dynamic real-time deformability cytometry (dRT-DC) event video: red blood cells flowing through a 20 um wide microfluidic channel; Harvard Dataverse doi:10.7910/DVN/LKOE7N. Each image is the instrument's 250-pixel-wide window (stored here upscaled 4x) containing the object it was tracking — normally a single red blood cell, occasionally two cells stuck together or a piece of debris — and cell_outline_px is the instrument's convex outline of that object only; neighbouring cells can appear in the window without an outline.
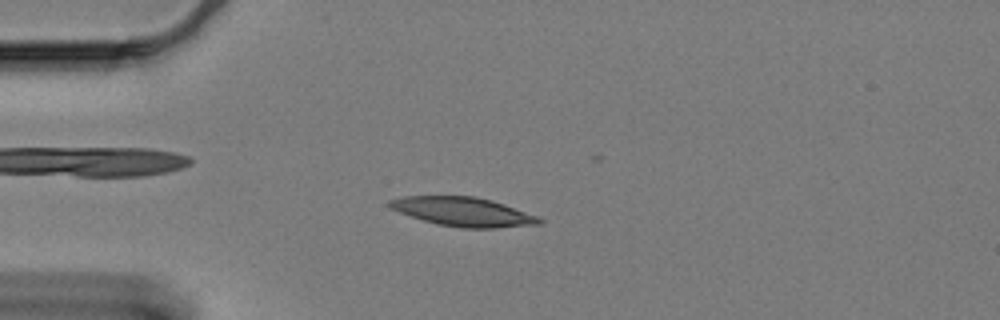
{"species": "Egyptian fruit bat (a non-hibernating species)", "species_latin": "Rousettus aegyptiacus", "temperature_condition": "cold", "stored_images_in_passage": 51, "camera_frame_rate_fps": 3000, "um_per_image_px": 0.085, "animal": {"sex": "female"}, "frame": {"image": 1, "passage_image": 15, "time_ms": 4.667, "image_size_px": [1000, 320], "cell_outline_px": [[544, 220], [540, 224], [496, 228], [460, 228], [436, 224], [400, 212], [392, 208], [388, 204], [388, 200], [404, 196], [476, 196], [504, 204], [536, 216]], "centroid_in_image_um": [39.37, 18.0], "position_along_channel_um": 45.6, "area_um2": 25.09}}
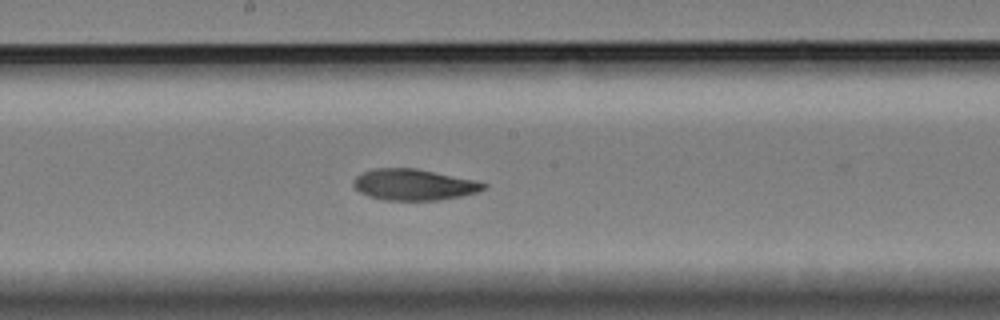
{"frame": {"image": 2, "passage_image": 32, "time_ms": 10.333, "image_size_px": [1000, 320], "cell_outline_px": [[488, 184], [484, 188], [476, 192], [460, 196], [440, 200], [384, 200], [368, 196], [360, 192], [352, 184], [352, 180], [360, 172], [372, 168], [416, 168], [476, 180]], "centroid_in_image_um": [35.13, 15.68], "position_along_channel_um": 213.1, "area_um2": 23.76}}
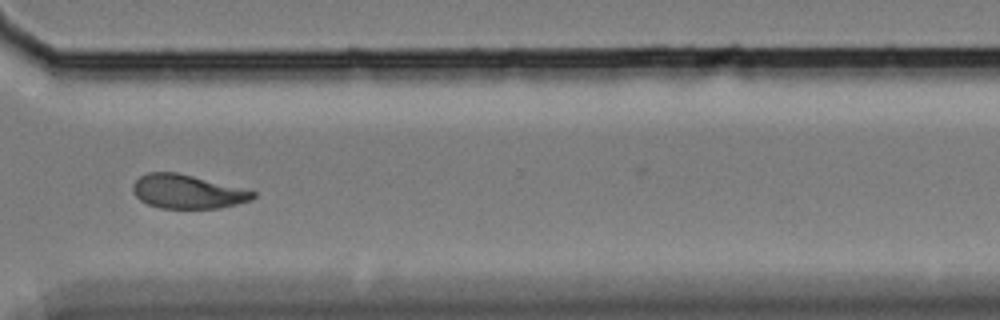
{"frame": {"image": 3, "passage_image": 45, "time_ms": 14.667, "image_size_px": [1000, 320], "cell_outline_px": [[256, 196], [252, 200], [220, 208], [160, 208], [148, 204], [140, 200], [132, 192], [132, 184], [140, 176], [148, 172], [176, 172], [256, 192]], "centroid_in_image_um": [15.89, 16.29], "position_along_channel_um": 354.7, "area_um2": 23.47}, "authors_computed_cell_mechanics": {"area_um2": 24.3338, "velocity_mm_per_s": 3.2699, "shape_relaxation_time_tau1_ms": 8.9492, "shape_relaxation_time_tau2_ms": 4.0728, "deformation_change_tau1": 0.1923, "deformation_change_tau2": 0.0933}}